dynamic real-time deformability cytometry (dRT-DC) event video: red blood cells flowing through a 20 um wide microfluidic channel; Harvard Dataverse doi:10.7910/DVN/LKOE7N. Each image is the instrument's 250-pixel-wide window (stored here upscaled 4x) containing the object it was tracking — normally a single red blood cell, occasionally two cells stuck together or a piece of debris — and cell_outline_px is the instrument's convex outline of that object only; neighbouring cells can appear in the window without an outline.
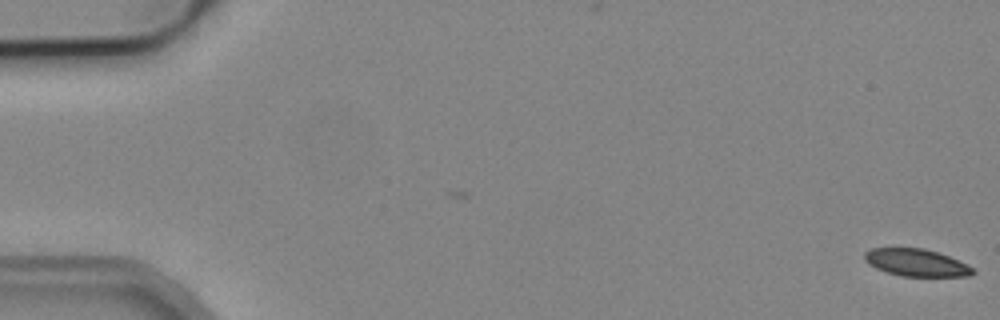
{"species": "common noctule bat (a hibernating species)", "species_latin": "Nyctalus noctula", "temperature_condition": "cold", "stored_images_in_passage": 2, "camera_frame_rate_fps": 3000, "um_per_image_px": 0.085, "animal": {"sex": "male", "body_mass_g": 19.2, "forearm_length_mm": 51.8}, "frame": {"image": 1, "passage_image": 2, "time_ms": 1.0, "image_size_px": [1000, 320], "cell_outline_px": [[976, 272], [972, 276], [900, 276], [876, 268], [868, 264], [864, 260], [864, 252], [872, 248], [924, 248], [948, 256], [972, 268]], "centroid_in_image_um": [77.84, 22.32], "position_along_channel_um": 7.2, "area_um2": 17.05}}